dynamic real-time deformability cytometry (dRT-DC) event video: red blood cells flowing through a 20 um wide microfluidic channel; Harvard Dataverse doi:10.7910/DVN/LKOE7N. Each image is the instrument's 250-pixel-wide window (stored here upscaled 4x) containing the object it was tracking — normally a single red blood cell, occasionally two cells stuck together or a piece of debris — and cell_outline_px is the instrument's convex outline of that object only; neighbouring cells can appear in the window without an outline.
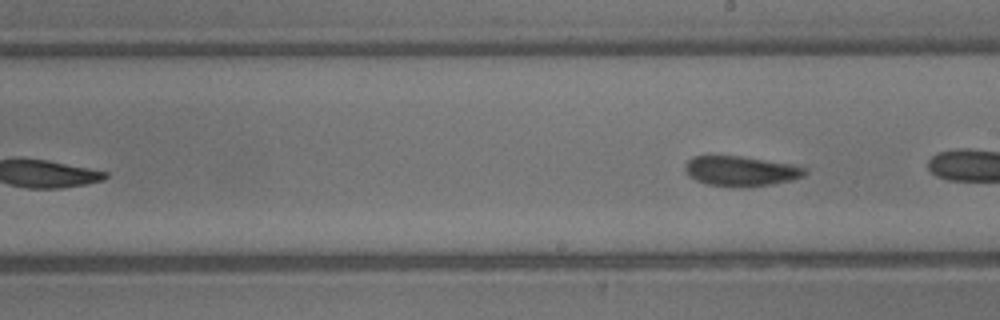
{"species": "common noctule bat (a hibernating species)", "species_latin": "Nyctalus noctula", "temperature_condition": "warm", "stored_images_in_passage": 12, "segment_of_instrument_passage": [2, 2], "camera_frame_rate_fps": 3000, "um_per_image_px": 0.085, "animal": {"sex": "male", "body_mass_g": 13.3}, "frame": {"image": 1, "passage_image": 12, "time_ms": 3.667, "image_size_px": [1000, 320], "cell_outline_px": [[808, 172], [804, 176], [792, 180], [772, 184], [744, 188], [740, 188], [708, 184], [696, 180], [688, 176], [684, 172], [684, 164], [692, 156], [740, 156], [792, 164], [808, 168]], "centroid_in_image_um": [62.97, 14.55], "position_along_channel_um": 226.0, "area_um2": 21.27}}